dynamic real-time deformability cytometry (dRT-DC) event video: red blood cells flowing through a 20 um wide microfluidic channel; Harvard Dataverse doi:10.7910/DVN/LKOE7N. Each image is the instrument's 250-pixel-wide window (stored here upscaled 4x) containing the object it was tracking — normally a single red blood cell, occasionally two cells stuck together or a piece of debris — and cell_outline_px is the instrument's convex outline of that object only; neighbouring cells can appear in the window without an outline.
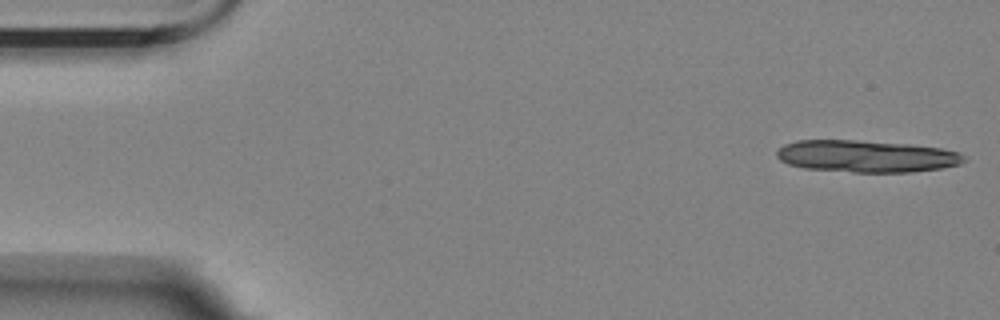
{"species": "Egyptian fruit bat (a non-hibernating species)", "species_latin": "Rousettus aegyptiacus", "temperature_condition": "room temperature", "stored_images_in_passage": 5, "camera_frame_rate_fps": 3000, "um_per_image_px": 0.085, "animal": {"sex": "female"}, "frame": {"image": 1, "passage_image": 1, "time_ms": 0.0, "image_size_px": [1000, 320], "cell_outline_px": [[968, 160], [960, 164], [940, 168], [912, 172], [852, 172], [804, 168], [788, 164], [780, 160], [776, 156], [776, 152], [784, 144], [796, 140], [856, 140], [908, 144], [940, 148], [960, 152]], "centroid_in_image_um": [73.64, 13.28], "position_along_channel_um": 11.4, "area_um2": 35.03}}